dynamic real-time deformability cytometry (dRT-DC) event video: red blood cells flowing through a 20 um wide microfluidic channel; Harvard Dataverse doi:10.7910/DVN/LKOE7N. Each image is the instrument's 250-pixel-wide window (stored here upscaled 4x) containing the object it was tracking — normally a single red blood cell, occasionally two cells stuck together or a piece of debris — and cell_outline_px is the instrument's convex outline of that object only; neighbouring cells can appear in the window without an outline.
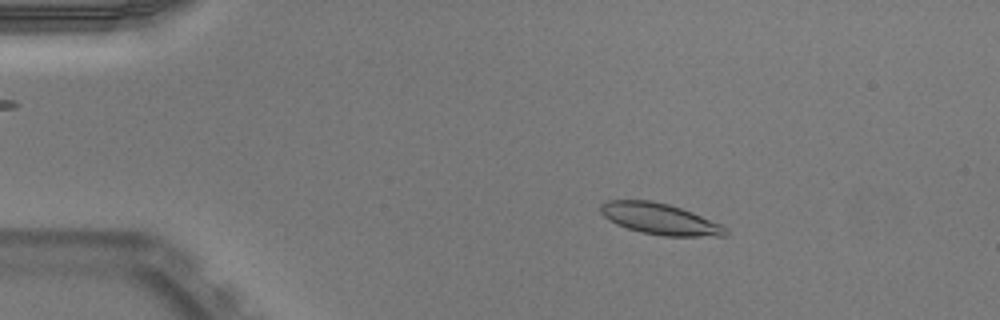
{"species": "Egyptian fruit bat (a non-hibernating species)", "species_latin": "Rousettus aegyptiacus", "temperature_condition": "warm", "stored_images_in_passage": 52, "camera_frame_rate_fps": 3000, "um_per_image_px": 0.085, "animal": {"sex": "male"}, "frame": {"image": 1, "passage_image": 10, "time_ms": 3.0, "image_size_px": [1000, 320], "cell_outline_px": [[728, 232], [724, 236], [664, 236], [640, 232], [616, 224], [608, 220], [600, 212], [600, 204], [604, 200], [652, 200], [668, 204], [692, 212], [720, 224], [728, 228]], "centroid_in_image_um": [56.05, 18.6], "position_along_channel_um": 28.9, "area_um2": 22.72}}
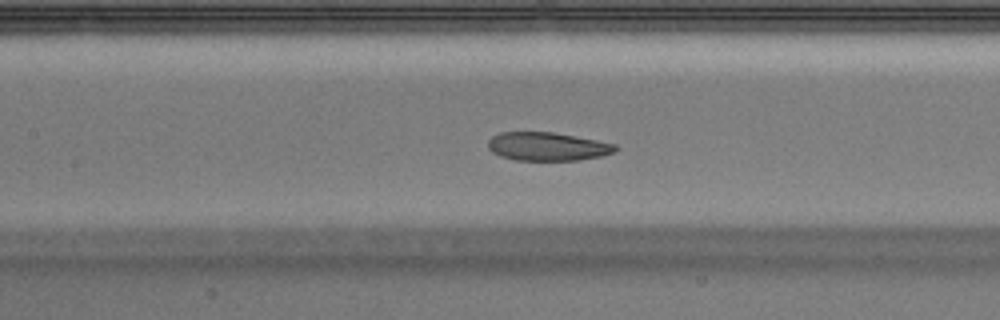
{"frame": {"image": 2, "passage_image": 25, "time_ms": 8.0, "image_size_px": [1000, 320], "cell_outline_px": [[620, 148], [612, 152], [600, 156], [580, 160], [516, 160], [500, 156], [492, 152], [488, 148], [488, 140], [492, 136], [500, 132], [552, 132], [596, 140], [616, 144]], "centroid_in_image_um": [46.51, 12.45], "position_along_channel_um": 160.9, "area_um2": 21.04}}
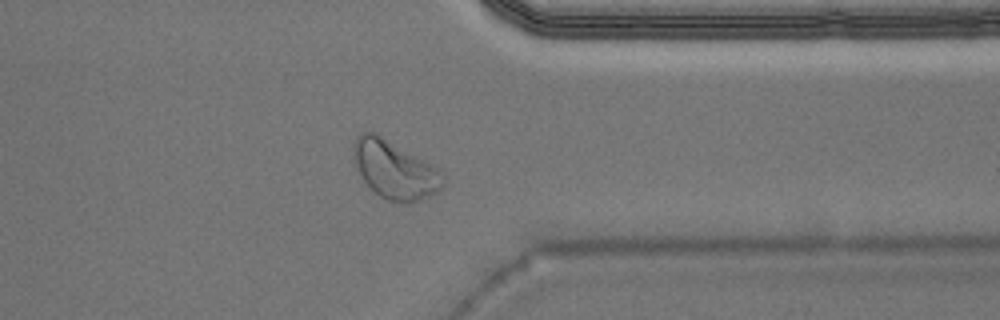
{"frame": {"image": 3, "passage_image": 42, "time_ms": 13.667, "image_size_px": [1000, 320], "cell_outline_px": [[444, 184], [436, 192], [408, 204], [388, 200], [380, 196], [364, 180], [356, 168], [352, 152], [352, 144], [356, 136], [360, 132], [376, 132], [440, 168], [444, 176]], "centroid_in_image_um": [33.54, 14.38], "position_along_channel_um": 377.9, "area_um2": 30.46}, "authors_computed_cell_mechanics": {"area_um2": 22.4264, "velocity_mm_per_s": 3.9083, "shape_relaxation_time_tau1_ms": 4.3261, "shape_relaxation_time_tau2_ms": 4.3244, "deformation_change_tau1": 0.1295, "deformation_change_tau2": 0.0853}}